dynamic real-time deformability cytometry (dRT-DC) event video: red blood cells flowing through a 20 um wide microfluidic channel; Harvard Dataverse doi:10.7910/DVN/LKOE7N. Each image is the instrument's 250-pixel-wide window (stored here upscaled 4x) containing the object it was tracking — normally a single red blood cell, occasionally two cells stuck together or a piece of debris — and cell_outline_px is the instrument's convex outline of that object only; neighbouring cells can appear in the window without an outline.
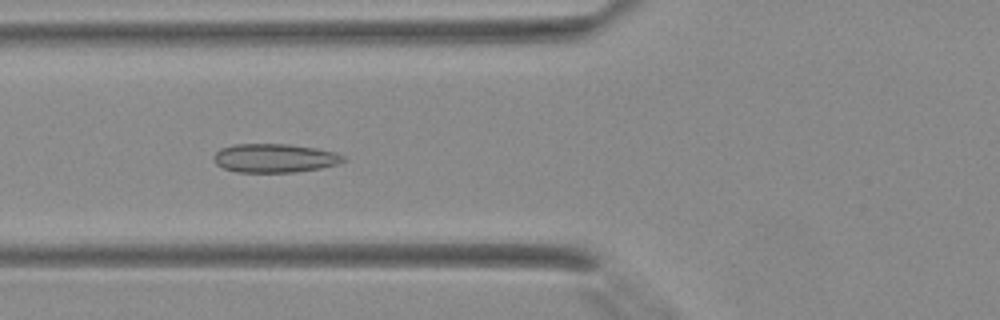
{"species": "Egyptian fruit bat (a non-hibernating species)", "species_latin": "Rousettus aegyptiacus", "temperature_condition": "warm", "stored_images_in_passage": 5, "camera_frame_rate_fps": 3000, "um_per_image_px": 0.085, "animal": {"sex": "female"}, "frame": {"image": 1, "passage_image": 5, "time_ms": 1.333, "image_size_px": [1000, 320], "cell_outline_px": [[348, 160], [340, 164], [320, 168], [296, 172], [236, 172], [224, 168], [216, 164], [212, 160], [212, 156], [220, 148], [236, 144], [288, 144], [316, 148], [336, 152], [344, 156]], "centroid_in_image_um": [23.36, 13.44], "position_along_channel_um": 102.4, "area_um2": 21.96}}